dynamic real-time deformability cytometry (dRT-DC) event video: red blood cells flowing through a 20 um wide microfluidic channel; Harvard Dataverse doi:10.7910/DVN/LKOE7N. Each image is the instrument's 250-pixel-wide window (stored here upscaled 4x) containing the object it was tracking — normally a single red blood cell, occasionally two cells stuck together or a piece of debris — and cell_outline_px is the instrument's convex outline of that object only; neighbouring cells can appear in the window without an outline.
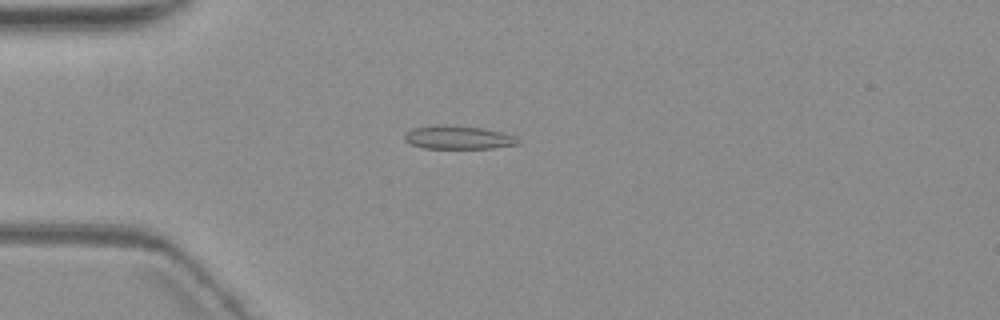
{"species": "common noctule bat (a hibernating species)", "species_latin": "Nyctalus noctula", "temperature_condition": "warm", "stored_images_in_passage": 3, "camera_frame_rate_fps": 3000, "um_per_image_px": 0.085, "animal": {"sex": "female", "body_mass_g": 19.3, "forearm_length_mm": 54.1}, "frame": {"image": 1, "passage_image": 2, "time_ms": 1.0, "image_size_px": [1000, 320], "cell_outline_px": [[520, 144], [492, 148], [424, 148], [412, 144], [404, 140], [404, 132], [412, 128], [440, 124], [448, 124], [484, 128], [504, 132], [516, 136], [520, 140]], "centroid_in_image_um": [38.97, 11.66], "position_along_channel_um": 46.0, "area_um2": 15.78}}